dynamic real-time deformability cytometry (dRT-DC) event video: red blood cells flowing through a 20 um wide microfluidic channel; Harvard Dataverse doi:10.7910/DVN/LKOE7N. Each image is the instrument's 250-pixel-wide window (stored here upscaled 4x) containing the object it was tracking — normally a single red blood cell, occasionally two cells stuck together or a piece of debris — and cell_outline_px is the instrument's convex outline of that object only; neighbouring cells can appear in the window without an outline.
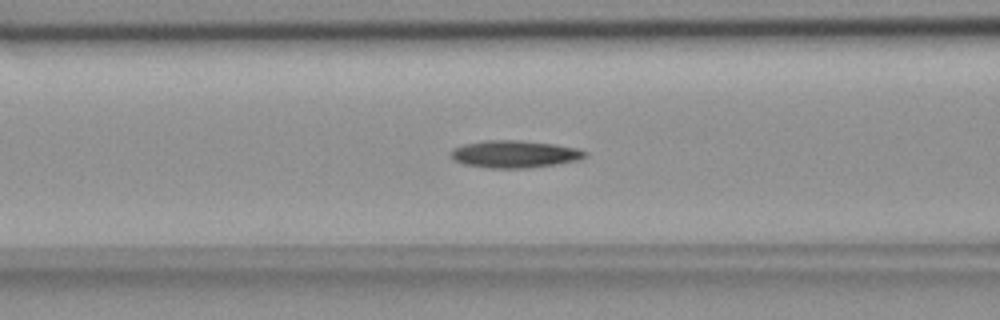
{"species": "common noctule bat (a hibernating species)", "species_latin": "Nyctalus noctula", "temperature_condition": "room temperature", "stored_images_in_passage": 55, "camera_frame_rate_fps": 3000, "um_per_image_px": 0.085, "animal": {"sex": "female", "body_mass_g": 18.4}, "frame": {"image": 1, "passage_image": 22, "time_ms": 7.0, "image_size_px": [1000, 320], "cell_outline_px": [[588, 152], [580, 160], [528, 168], [488, 168], [464, 164], [452, 160], [448, 156], [448, 152], [452, 148], [464, 144], [484, 140], [516, 140], [556, 144], [576, 148]], "centroid_in_image_um": [43.66, 13.1], "position_along_channel_um": 122.9, "area_um2": 21.56}}
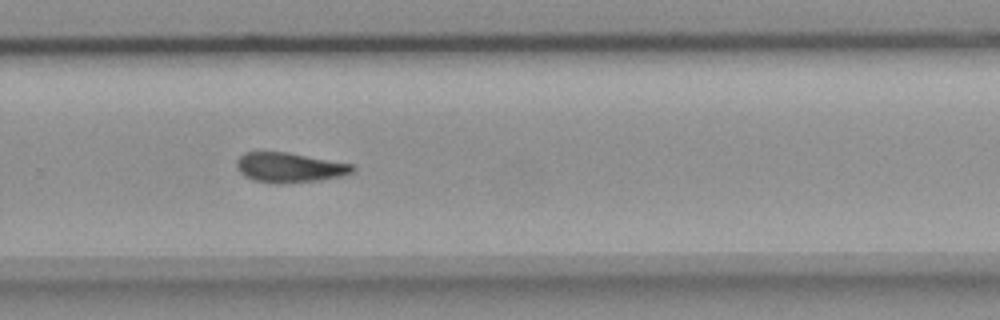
{"frame": {"image": 2, "passage_image": 37, "time_ms": 12.0, "image_size_px": [1000, 320], "cell_outline_px": [[356, 168], [352, 172], [344, 176], [320, 180], [280, 184], [276, 184], [252, 180], [244, 176], [236, 168], [236, 160], [244, 152], [288, 152], [352, 164]], "centroid_in_image_um": [24.59, 14.25], "position_along_channel_um": 305.2, "area_um2": 20.35}}
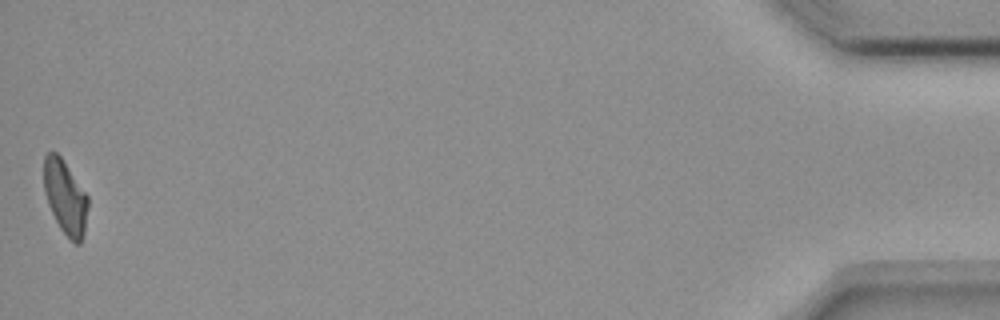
{"frame": {"image": 3, "passage_image": 55, "time_ms": 18.0, "image_size_px": [1000, 320], "cell_outline_px": [[88, 208], [84, 232], [80, 244], [76, 244], [60, 228], [48, 204], [44, 192], [44, 156], [48, 152], [56, 152], [60, 156], [88, 196]], "centroid_in_image_um": [5.54, 16.75], "position_along_channel_um": 429.7, "area_um2": 18.73}, "authors_computed_cell_mechanics": {"area_um2": 20.4612, "velocity_mm_per_s": 3.6554, "shape_relaxation_time_tau1_ms": 9.3945, "shape_relaxation_time_tau2_ms": 9.4139, "deformation_change_tau1": 0.2097, "deformation_change_tau2": 0.1892}}